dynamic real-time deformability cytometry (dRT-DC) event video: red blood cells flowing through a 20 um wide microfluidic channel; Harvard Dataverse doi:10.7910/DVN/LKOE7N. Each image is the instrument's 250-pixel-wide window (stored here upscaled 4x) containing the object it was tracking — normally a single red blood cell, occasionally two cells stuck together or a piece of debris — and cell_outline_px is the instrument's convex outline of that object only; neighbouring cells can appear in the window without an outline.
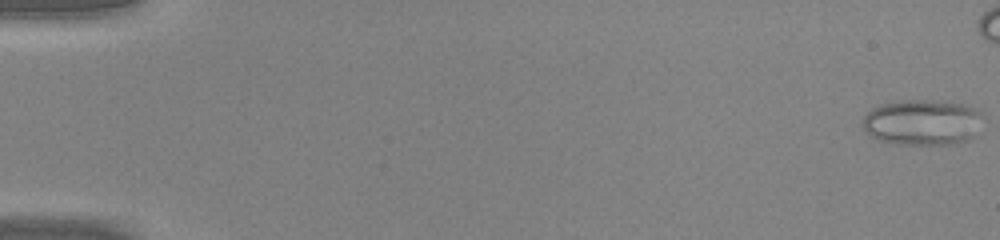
{"species": "common noctule bat (a hibernating species)", "species_latin": "Nyctalus noctula", "temperature_condition": "warm", "stored_images_in_passage": 41, "camera_frame_rate_fps": 3000, "um_per_image_px": 0.085, "animal": {"sex": "male", "body_mass_g": 20.0, "forearm_length_mm": 53.3}, "frame": {"image": 1, "passage_image": 1, "time_ms": 0.0, "image_size_px": [1000, 240], "cell_outline_px": [[984, 116], [972, 136], [968, 140], [956, 144], [900, 144], [880, 140], [868, 136], [864, 128], [864, 116], [872, 108], [880, 104], [904, 100], [928, 100], [964, 104], [980, 112]], "centroid_in_image_um": [78.38, 10.4], "position_along_channel_um": 6.6, "area_um2": 31.85}}
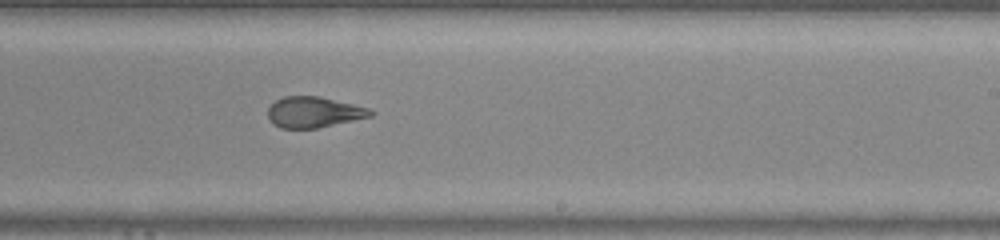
{"frame": {"image": 2, "passage_image": 31, "time_ms": 10.0, "image_size_px": [1000, 240], "cell_outline_px": [[376, 112], [372, 116], [316, 128], [280, 128], [272, 124], [268, 116], [268, 108], [276, 100], [284, 96], [320, 96], [368, 108]], "centroid_in_image_um": [26.65, 9.53], "position_along_channel_um": 262.3, "area_um2": 18.32}}
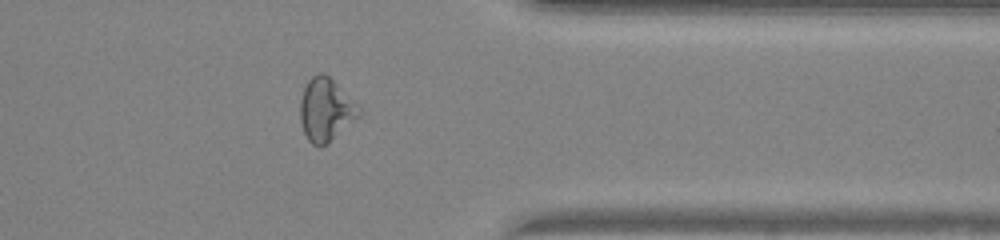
{"frame": {"image": 3, "passage_image": 40, "time_ms": 13.0, "image_size_px": [1000, 240], "cell_outline_px": [[360, 116], [328, 144], [320, 148], [312, 144], [308, 140], [304, 132], [300, 120], [300, 100], [304, 88], [308, 80], [316, 72], [324, 72], [360, 108]], "centroid_in_image_um": [27.67, 9.36], "position_along_channel_um": 383.7, "area_um2": 21.5}}